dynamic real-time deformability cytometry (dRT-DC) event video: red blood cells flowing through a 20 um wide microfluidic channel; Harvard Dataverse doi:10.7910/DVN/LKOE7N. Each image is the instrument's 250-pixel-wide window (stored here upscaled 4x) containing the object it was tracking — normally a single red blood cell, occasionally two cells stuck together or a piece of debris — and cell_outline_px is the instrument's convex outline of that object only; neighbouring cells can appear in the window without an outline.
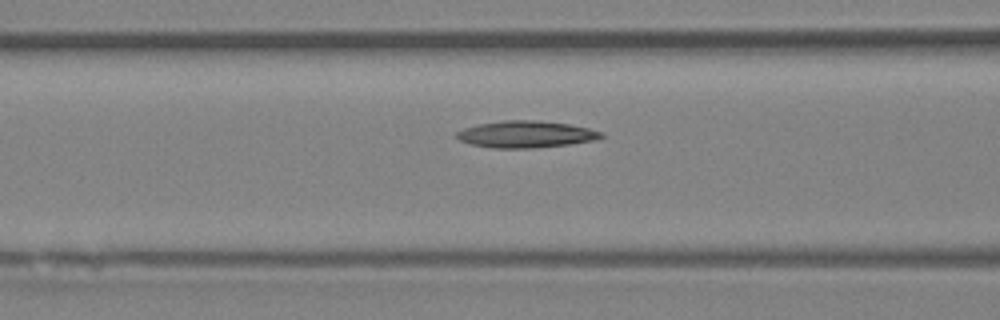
{"species": "Egyptian fruit bat (a non-hibernating species)", "species_latin": "Rousettus aegyptiacus", "temperature_condition": "room temperature", "stored_images_in_passage": 15, "camera_frame_rate_fps": 3000, "um_per_image_px": 0.085, "animal": {"sex": "female"}, "frame": {"image": 1, "passage_image": 13, "time_ms": 4.0, "image_size_px": [1000, 320], "cell_outline_px": [[604, 136], [592, 140], [568, 144], [532, 148], [492, 148], [472, 144], [460, 140], [456, 136], [456, 132], [464, 128], [480, 124], [504, 120], [536, 120], [568, 124], [588, 128], [604, 132]], "centroid_in_image_um": [44.7, 11.41], "position_along_channel_um": 121.9, "area_um2": 22.31}}